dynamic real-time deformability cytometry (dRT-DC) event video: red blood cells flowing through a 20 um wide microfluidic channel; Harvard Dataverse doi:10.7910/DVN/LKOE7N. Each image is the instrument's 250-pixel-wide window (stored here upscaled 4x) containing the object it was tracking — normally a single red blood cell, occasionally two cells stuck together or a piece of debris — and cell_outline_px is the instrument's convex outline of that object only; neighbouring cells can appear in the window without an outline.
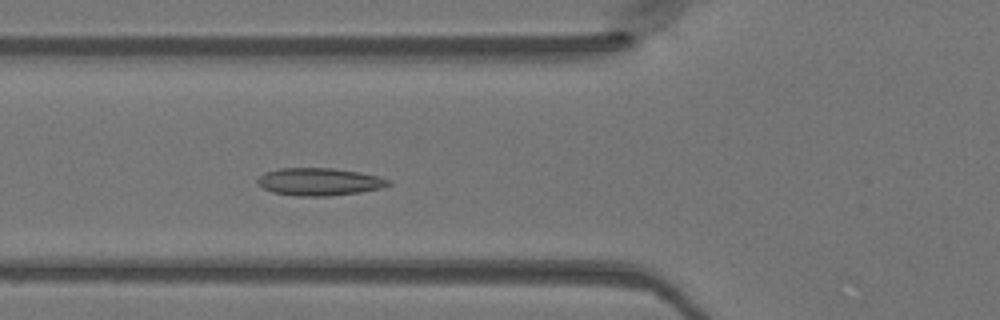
{"species": "Egyptian fruit bat (a non-hibernating species)", "species_latin": "Rousettus aegyptiacus", "temperature_condition": "warm", "stored_images_in_passage": 47, "camera_frame_rate_fps": 3000, "um_per_image_px": 0.085, "animal": {"sex": "female"}, "frame": {"image": 1, "passage_image": 16, "time_ms": 5.0, "image_size_px": [1000, 320], "cell_outline_px": [[392, 184], [380, 188], [360, 192], [328, 196], [296, 196], [272, 192], [256, 184], [256, 180], [264, 172], [280, 168], [332, 168], [360, 172], [380, 176], [392, 180]], "centroid_in_image_um": [27.15, 15.44], "position_along_channel_um": 98.7, "area_um2": 21.21}}
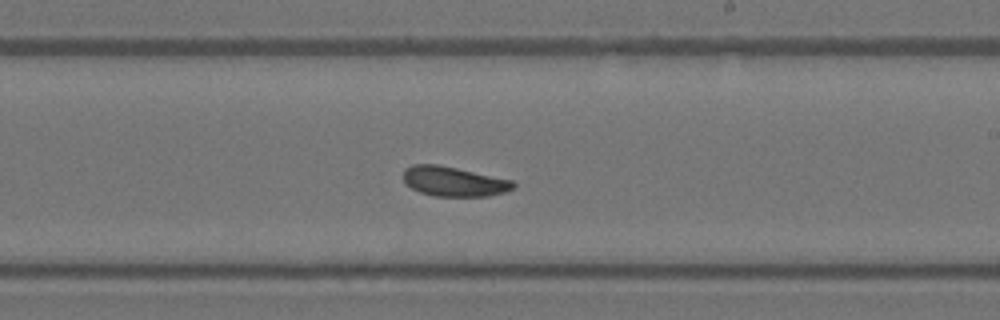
{"frame": {"image": 2, "passage_image": 27, "time_ms": 8.667, "image_size_px": [1000, 320], "cell_outline_px": [[516, 184], [512, 188], [504, 192], [488, 196], [432, 196], [420, 192], [404, 184], [404, 168], [412, 164], [436, 164], [456, 168], [512, 180]], "centroid_in_image_um": [38.53, 15.42], "position_along_channel_um": 250.5, "area_um2": 18.96}}
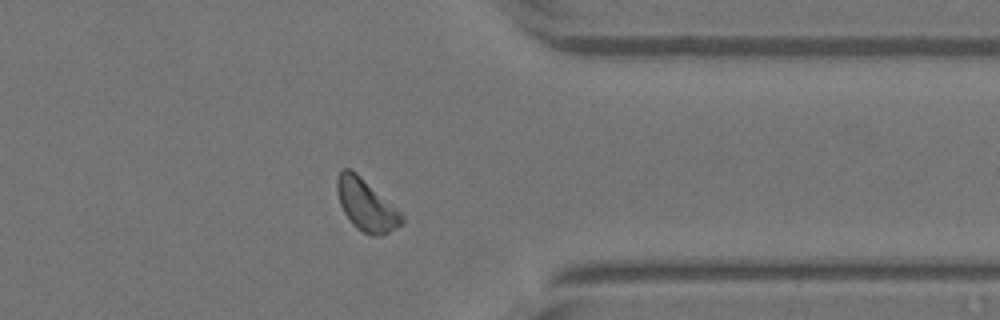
{"frame": {"image": 3, "passage_image": 37, "time_ms": 12.0, "image_size_px": [1000, 320], "cell_outline_px": [[404, 220], [396, 228], [380, 236], [372, 236], [356, 228], [352, 224], [344, 212], [340, 204], [336, 188], [336, 180], [340, 168], [348, 168], [356, 172], [396, 208], [404, 216]], "centroid_in_image_um": [31.1, 17.42], "position_along_channel_um": 380.3, "area_um2": 19.31}}